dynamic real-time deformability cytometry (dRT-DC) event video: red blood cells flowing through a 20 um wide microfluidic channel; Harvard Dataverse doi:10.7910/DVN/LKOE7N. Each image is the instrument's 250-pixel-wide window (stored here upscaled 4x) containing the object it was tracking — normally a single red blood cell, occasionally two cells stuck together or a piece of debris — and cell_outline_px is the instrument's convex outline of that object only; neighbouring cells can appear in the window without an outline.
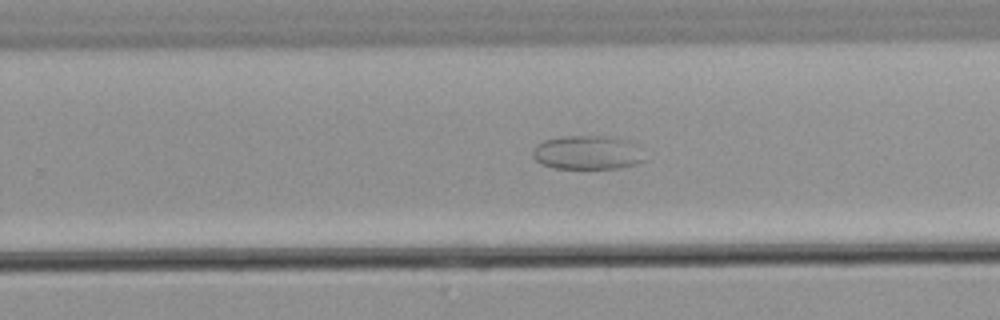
{"species": "common noctule bat (a hibernating species)", "species_latin": "Nyctalus noctula", "temperature_condition": "warm", "stored_images_in_passage": 61, "camera_frame_rate_fps": 3000, "um_per_image_px": 0.085, "animal": {"sex": "male", "body_mass_g": 21.5, "forearm_length_mm": 52.0}, "frame": {"image": 1, "passage_image": 39, "time_ms": 12.667, "image_size_px": [1000, 320], "cell_outline_px": [[644, 160], [636, 164], [620, 168], [552, 168], [540, 164], [532, 156], [532, 148], [536, 144], [544, 140], [560, 136], [604, 136], [624, 140], [636, 144]], "centroid_in_image_um": [49.85, 12.97], "position_along_channel_um": 280.0, "area_um2": 22.08}}
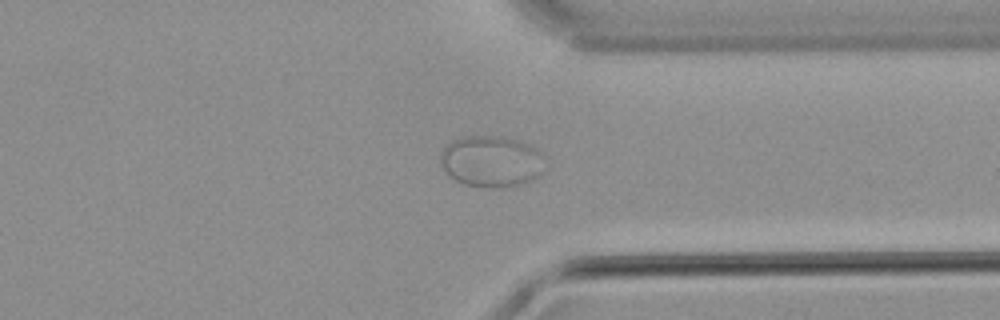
{"frame": {"image": 2, "passage_image": 47, "time_ms": 15.333, "image_size_px": [1000, 320], "cell_outline_px": [[544, 156], [540, 172], [532, 180], [508, 188], [484, 188], [464, 184], [456, 180], [440, 164], [440, 152], [444, 144], [452, 140], [464, 136], [500, 136], [516, 140], [528, 144], [536, 148]], "centroid_in_image_um": [41.72, 13.71], "position_along_channel_um": 369.7, "area_um2": 31.39}}